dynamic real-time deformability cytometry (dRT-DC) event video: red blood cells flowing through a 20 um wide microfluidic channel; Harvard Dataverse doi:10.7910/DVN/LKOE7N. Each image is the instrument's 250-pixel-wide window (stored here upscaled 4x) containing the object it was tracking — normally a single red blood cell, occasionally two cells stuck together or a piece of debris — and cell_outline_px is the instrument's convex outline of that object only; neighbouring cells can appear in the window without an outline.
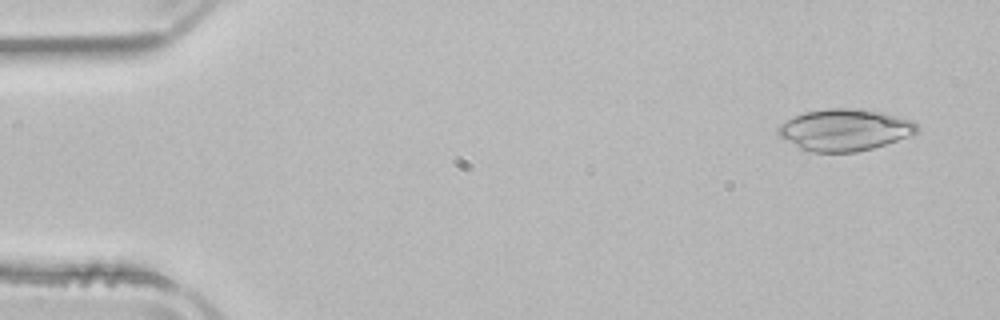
{"species": "common noctule bat (a hibernating species)", "species_latin": "Nyctalus noctula", "temperature_condition": "room temperature", "stored_images_in_passage": 51, "camera_frame_rate_fps": 3000, "um_per_image_px": 0.085, "animal": {"sex": "male", "body_mass_g": 21.5, "forearm_length_mm": 52.0}, "frame": {"image": 1, "passage_image": 3, "time_ms": 0.667, "image_size_px": [1000, 320], "cell_outline_px": [[920, 132], [872, 148], [856, 152], [808, 152], [800, 148], [780, 136], [776, 132], [776, 128], [780, 124], [804, 112], [828, 108], [852, 108], [884, 112], [912, 120], [920, 124]], "centroid_in_image_um": [71.83, 11.03], "position_along_channel_um": 13.2, "area_um2": 33.81}}
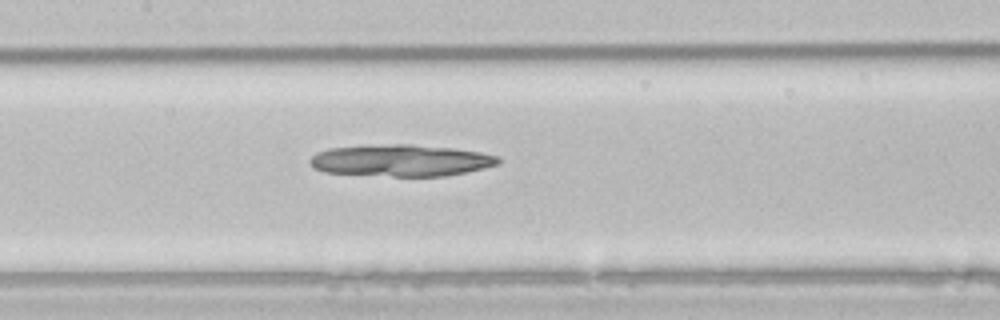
{"frame": {"image": 2, "passage_image": 24, "time_ms": 7.667, "image_size_px": [1000, 320], "cell_outline_px": [[500, 164], [484, 168], [444, 176], [392, 176], [324, 172], [312, 168], [308, 160], [316, 152], [328, 148], [364, 144], [412, 144], [456, 148], [480, 152], [500, 156]], "centroid_in_image_um": [34.05, 13.62], "position_along_channel_um": 173.4, "area_um2": 35.37}}
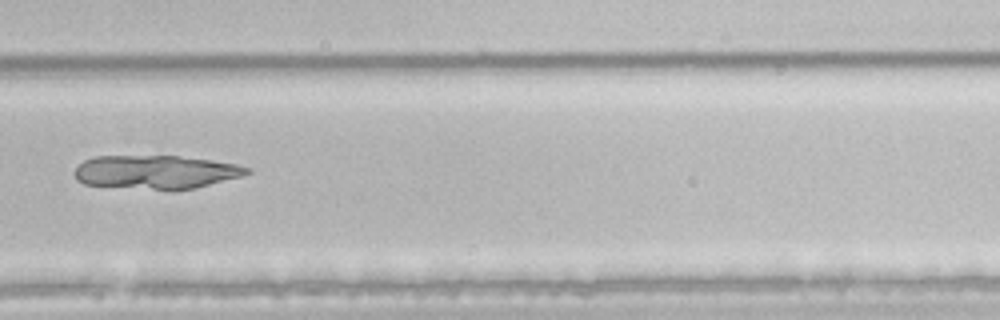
{"frame": {"image": 3, "passage_image": 35, "time_ms": 11.333, "image_size_px": [1000, 320], "cell_outline_px": [[252, 172], [244, 176], [196, 188], [152, 188], [84, 184], [76, 180], [72, 172], [84, 160], [92, 156], [180, 156], [212, 160], [236, 164], [252, 168]], "centroid_in_image_um": [13.29, 14.59], "position_along_channel_um": 316.5, "area_um2": 33.41}}